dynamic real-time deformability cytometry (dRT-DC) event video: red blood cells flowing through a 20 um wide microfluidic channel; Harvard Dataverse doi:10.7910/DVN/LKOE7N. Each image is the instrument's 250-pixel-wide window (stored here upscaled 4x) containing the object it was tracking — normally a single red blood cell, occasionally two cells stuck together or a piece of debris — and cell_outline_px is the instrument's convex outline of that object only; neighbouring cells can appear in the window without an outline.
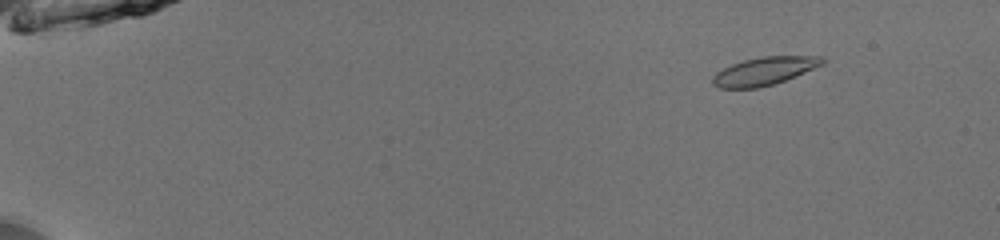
{"species": "common noctule bat (a hibernating species)", "species_latin": "Nyctalus noctula", "temperature_condition": "room temperature", "stored_images_in_passage": 48, "camera_frame_rate_fps": 3000, "um_per_image_px": 0.085, "animal": {"sex": "male", "body_mass_g": 13.0, "forearm_length_mm": 53.1}, "frame": {"image": 1, "passage_image": 2, "time_ms": 0.333, "image_size_px": [1000, 240], "cell_outline_px": [[824, 64], [796, 76], [760, 88], [716, 88], [712, 84], [712, 76], [716, 72], [732, 64], [744, 60], [764, 56], [824, 56]], "centroid_in_image_um": [64.95, 6.05], "position_along_channel_um": 20.0, "area_um2": 17.92}}
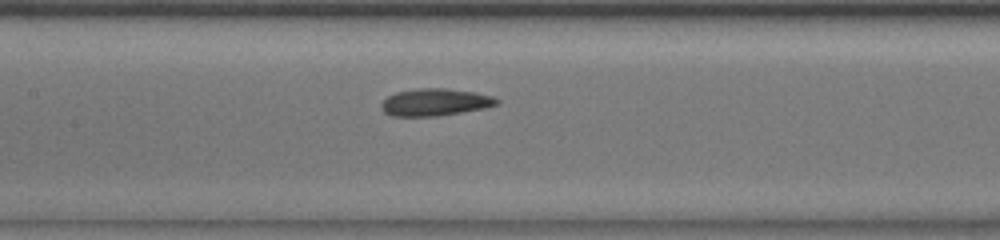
{"frame": {"image": 2, "passage_image": 23, "time_ms": 7.333, "image_size_px": [1000, 240], "cell_outline_px": [[500, 104], [484, 108], [436, 116], [392, 116], [384, 112], [380, 108], [380, 104], [388, 96], [396, 92], [420, 88], [444, 88], [472, 92], [492, 96], [500, 100]], "centroid_in_image_um": [36.96, 8.69], "position_along_channel_um": 170.4, "area_um2": 18.21}}
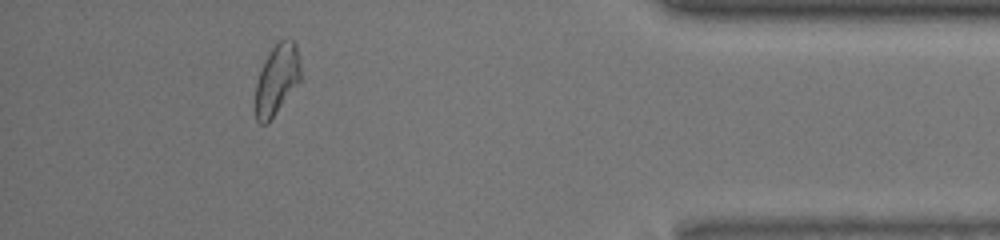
{"frame": {"image": 3, "passage_image": 44, "time_ms": 14.333, "image_size_px": [1000, 240], "cell_outline_px": [[300, 80], [268, 124], [260, 124], [256, 120], [252, 108], [256, 84], [260, 72], [268, 52], [280, 40], [292, 40], [296, 44], [300, 56]], "centroid_in_image_um": [23.49, 6.82], "position_along_channel_um": 411.7, "area_um2": 18.84}, "authors_computed_cell_mechanics": {"area_um2": 18.1781, "velocity_mm_per_s": 3.9454, "shape_relaxation_time_tau1_ms": 5.1145, "shape_relaxation_time_tau2_ms": 8.1954, "deformation_change_tau1": 0.134, "deformation_change_tau2": 0.0623}}